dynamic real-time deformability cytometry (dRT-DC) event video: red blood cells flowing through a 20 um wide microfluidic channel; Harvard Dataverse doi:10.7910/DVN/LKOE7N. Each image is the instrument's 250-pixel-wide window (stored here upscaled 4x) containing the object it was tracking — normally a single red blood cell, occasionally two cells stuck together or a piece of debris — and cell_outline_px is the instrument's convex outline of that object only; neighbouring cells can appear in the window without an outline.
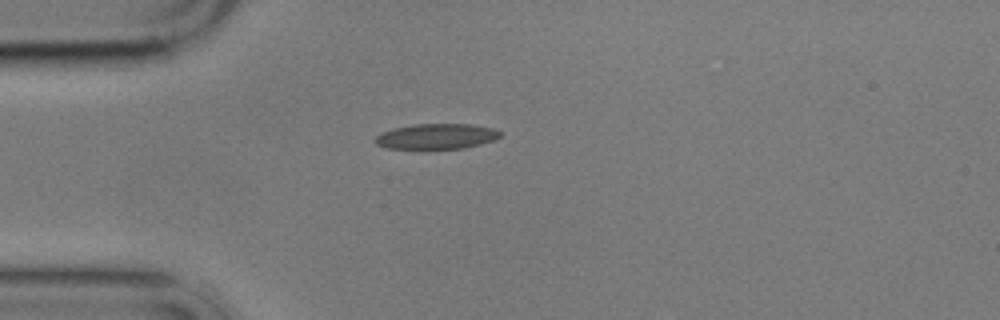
{"species": "common noctule bat (a hibernating species)", "species_latin": "Nyctalus noctula", "temperature_condition": "cold", "stored_images_in_passage": 1, "camera_frame_rate_fps": 3000, "um_per_image_px": 0.085, "animal": {"sex": "male", "body_mass_g": 17.9}, "frame": {"image": 1, "passage_image": 1, "time_ms": 0.0, "image_size_px": [1000, 320], "cell_outline_px": [[500, 136], [492, 140], [480, 144], [464, 148], [388, 148], [376, 144], [376, 136], [380, 132], [392, 128], [416, 124], [468, 124], [492, 128], [500, 132]], "centroid_in_image_um": [37.06, 11.58], "position_along_channel_um": 47.9, "area_um2": 18.15}}